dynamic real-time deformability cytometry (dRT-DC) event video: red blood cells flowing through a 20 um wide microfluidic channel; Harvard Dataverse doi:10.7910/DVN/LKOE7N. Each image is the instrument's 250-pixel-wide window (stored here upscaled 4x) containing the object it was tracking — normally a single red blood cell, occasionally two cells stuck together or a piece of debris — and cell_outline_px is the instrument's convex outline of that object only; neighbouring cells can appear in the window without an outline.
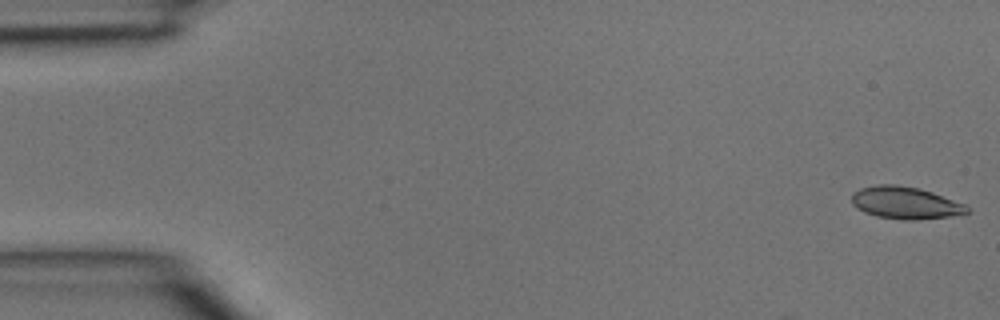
{"species": "common noctule bat (a hibernating species)", "species_latin": "Nyctalus noctula", "temperature_condition": "room temperature", "stored_images_in_passage": 4, "camera_frame_rate_fps": 3000, "um_per_image_px": 0.085, "animal": {"sex": "male", "body_mass_g": 15.6}, "frame": {"image": 1, "passage_image": 1, "time_ms": 0.0, "image_size_px": [1000, 320], "cell_outline_px": [[968, 212], [964, 216], [916, 220], [904, 220], [876, 216], [864, 212], [856, 208], [852, 204], [852, 192], [860, 188], [876, 184], [896, 184], [920, 188], [932, 192], [964, 204], [968, 208]], "centroid_in_image_um": [76.97, 17.25], "position_along_channel_um": 8.0, "area_um2": 22.08}}
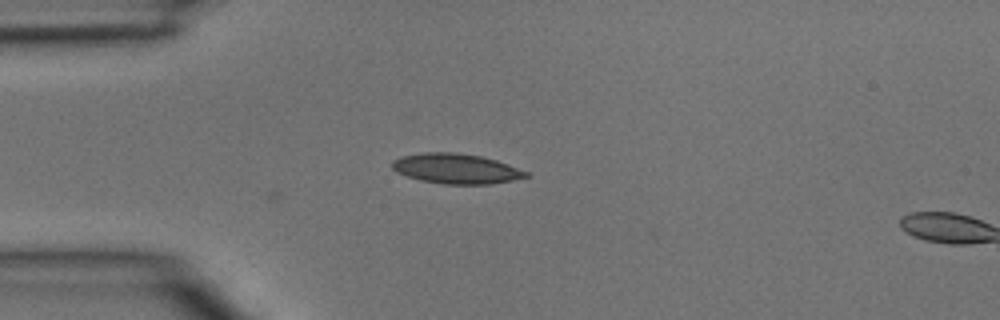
{"frame": {"image": 2, "passage_image": 3, "time_ms": 0.667, "image_size_px": [1000, 320], "cell_outline_px": [[532, 176], [492, 184], [444, 184], [420, 180], [396, 172], [392, 168], [392, 160], [404, 156], [424, 152], [456, 152], [480, 156], [496, 160], [528, 172]], "centroid_in_image_um": [38.78, 14.34], "position_along_channel_um": 46.2, "area_um2": 23.35}}